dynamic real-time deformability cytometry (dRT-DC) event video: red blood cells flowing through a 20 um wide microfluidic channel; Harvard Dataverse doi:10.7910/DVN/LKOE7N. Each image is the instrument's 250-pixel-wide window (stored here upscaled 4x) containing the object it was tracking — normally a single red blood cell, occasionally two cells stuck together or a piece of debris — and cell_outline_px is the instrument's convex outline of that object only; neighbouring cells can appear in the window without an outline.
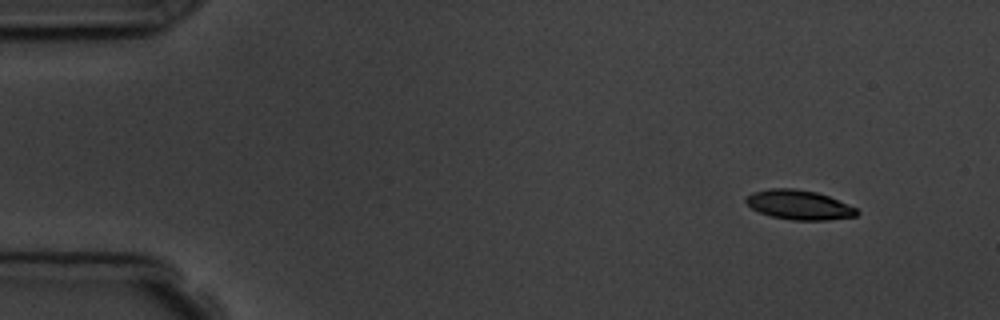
{"species": "common noctule bat (a hibernating species)", "species_latin": "Nyctalus noctula", "temperature_condition": "room temperature", "stored_images_in_passage": 4, "camera_frame_rate_fps": 3000, "um_per_image_px": 0.085, "animal": {"sex": "male", "body_mass_g": 19.5, "forearm_length_mm": 54.6}, "frame": {"image": 1, "passage_image": 1, "time_ms": 0.0, "image_size_px": [1000, 320], "cell_outline_px": [[860, 212], [856, 216], [828, 220], [792, 220], [772, 216], [760, 212], [752, 208], [744, 200], [752, 192], [768, 188], [792, 188], [816, 192], [828, 196], [856, 208]], "centroid_in_image_um": [67.91, 17.41], "position_along_channel_um": 17.1, "area_um2": 18.9}}
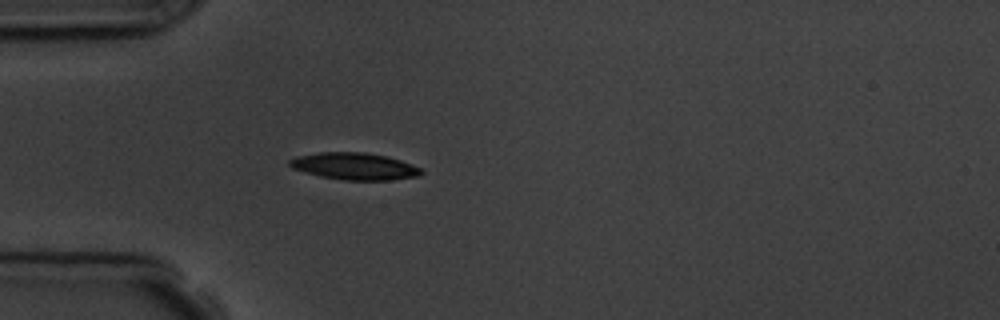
{"frame": {"image": 2, "passage_image": 4, "time_ms": 3.667, "image_size_px": [1000, 320], "cell_outline_px": [[424, 172], [420, 176], [392, 180], [344, 180], [320, 176], [304, 172], [292, 168], [288, 164], [288, 160], [296, 156], [320, 152], [364, 152], [388, 156], [400, 160], [420, 168]], "centroid_in_image_um": [30.12, 14.13], "position_along_channel_um": 54.9, "area_um2": 20.81}}